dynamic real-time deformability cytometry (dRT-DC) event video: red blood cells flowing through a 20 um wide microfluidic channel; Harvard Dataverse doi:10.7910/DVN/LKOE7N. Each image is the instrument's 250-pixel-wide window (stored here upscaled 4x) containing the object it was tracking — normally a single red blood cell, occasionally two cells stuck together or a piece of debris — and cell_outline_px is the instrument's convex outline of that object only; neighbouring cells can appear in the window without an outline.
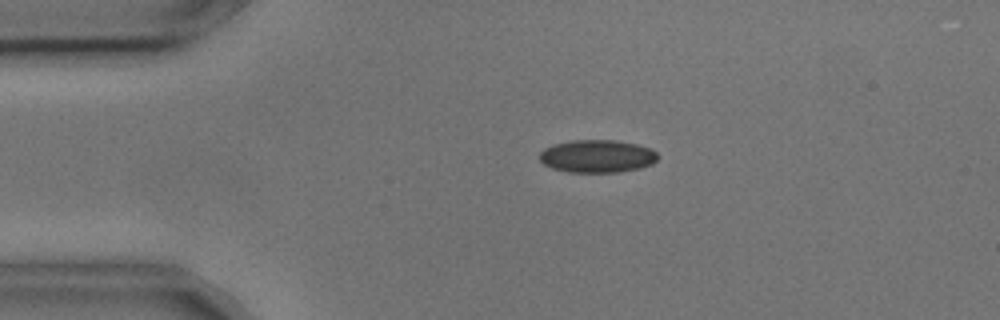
{"species": "common noctule bat (a hibernating species)", "species_latin": "Nyctalus noctula", "temperature_condition": "cold", "stored_images_in_passage": 4, "camera_frame_rate_fps": 3000, "um_per_image_px": 0.085, "animal": {"sex": "male", "body_mass_g": 17.9, "forearm_length_mm": 54.2}, "frame": {"image": 1, "passage_image": 3, "time_ms": 0.667, "image_size_px": [1000, 320], "cell_outline_px": [[660, 156], [652, 164], [640, 168], [616, 172], [568, 172], [552, 168], [544, 164], [540, 160], [540, 152], [544, 148], [556, 144], [572, 140], [616, 140], [636, 144], [652, 148]], "centroid_in_image_um": [50.79, 13.27], "position_along_channel_um": 34.2, "area_um2": 22.6}}